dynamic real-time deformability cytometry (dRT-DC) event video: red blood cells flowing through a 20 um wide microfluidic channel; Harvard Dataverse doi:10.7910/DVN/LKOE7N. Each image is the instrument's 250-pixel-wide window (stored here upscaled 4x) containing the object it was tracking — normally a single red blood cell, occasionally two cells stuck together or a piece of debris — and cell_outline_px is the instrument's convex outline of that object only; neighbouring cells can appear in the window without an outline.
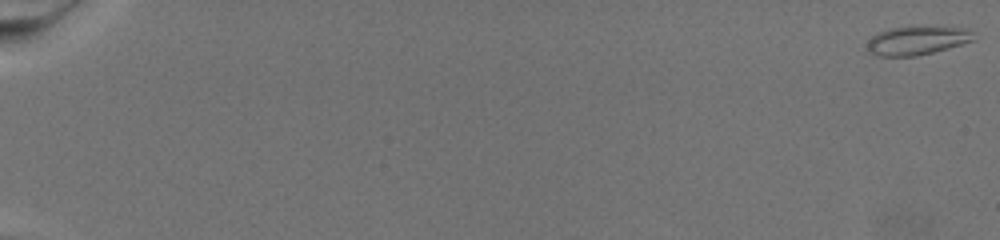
{"species": "common noctule bat (a hibernating species)", "species_latin": "Nyctalus noctula", "temperature_condition": "warm", "stored_images_in_passage": 74, "camera_frame_rate_fps": 3000, "um_per_image_px": 0.085, "animal": {"sex": "female", "body_mass_g": 19.5, "forearm_length_mm": 54.1}, "frame": {"image": 1, "passage_image": 1, "time_ms": 0.0, "image_size_px": [1000, 240], "cell_outline_px": [[976, 40], [948, 48], [916, 56], [876, 56], [868, 52], [868, 40], [872, 36], [888, 28], [912, 24], [968, 28], [976, 32]], "centroid_in_image_um": [78.01, 3.39], "position_along_channel_um": 7.0, "area_um2": 18.67}}
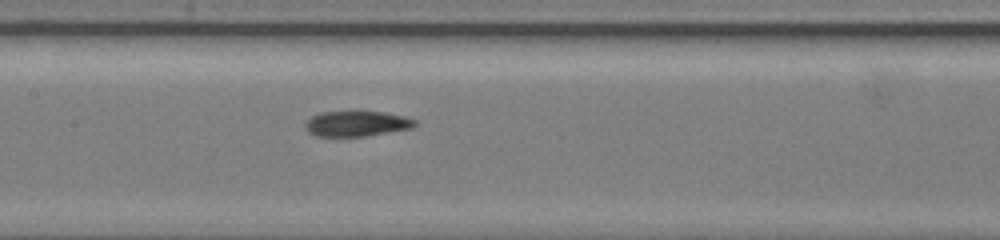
{"frame": {"image": 2, "passage_image": 41, "time_ms": 13.333, "image_size_px": [1000, 240], "cell_outline_px": [[416, 124], [412, 128], [368, 136], [316, 136], [308, 132], [304, 128], [304, 124], [312, 116], [320, 112], [352, 108], [356, 108], [384, 112], [404, 116], [416, 120]], "centroid_in_image_um": [30.29, 10.45], "position_along_channel_um": 177.1, "area_um2": 17.17}}
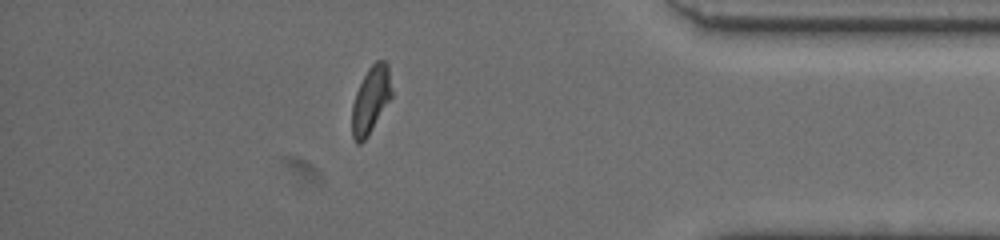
{"frame": {"image": 3, "passage_image": 66, "time_ms": 21.667, "image_size_px": [1000, 240], "cell_outline_px": [[392, 96], [368, 136], [360, 144], [356, 144], [352, 136], [352, 104], [356, 92], [368, 68], [376, 60], [384, 60], [388, 64], [392, 92]], "centroid_in_image_um": [31.51, 8.49], "position_along_channel_um": 403.7, "area_um2": 15.43}}